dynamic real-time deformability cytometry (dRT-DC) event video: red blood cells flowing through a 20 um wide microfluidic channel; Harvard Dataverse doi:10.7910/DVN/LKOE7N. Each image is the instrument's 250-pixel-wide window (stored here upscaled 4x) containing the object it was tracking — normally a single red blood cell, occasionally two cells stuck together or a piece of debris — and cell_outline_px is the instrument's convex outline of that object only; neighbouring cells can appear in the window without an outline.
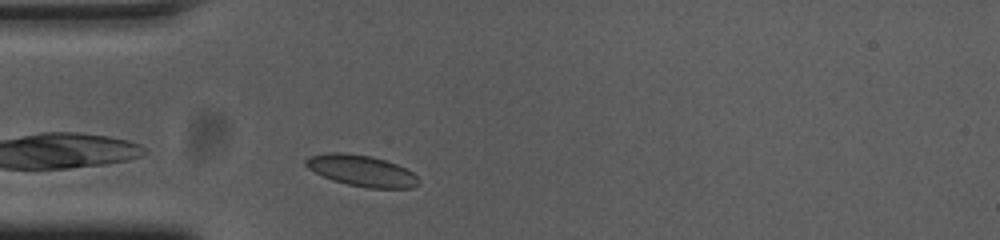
{"species": "common noctule bat (a hibernating species)", "species_latin": "Nyctalus noctula", "temperature_condition": "cold", "stored_images_in_passage": 30, "camera_frame_rate_fps": 3000, "um_per_image_px": 0.085, "animal": {"sex": "female", "body_mass_g": 23.0, "forearm_length_mm": 53.4}, "frame": {"image": 1, "passage_image": 1, "time_ms": 0.0, "image_size_px": [1000, 240], "cell_outline_px": [[420, 184], [412, 188], [368, 188], [348, 184], [332, 180], [308, 168], [304, 164], [304, 160], [308, 156], [332, 152], [344, 152], [372, 156], [396, 164], [412, 172], [420, 180]], "centroid_in_image_um": [30.73, 14.51], "position_along_channel_um": 54.3, "area_um2": 20.46}}
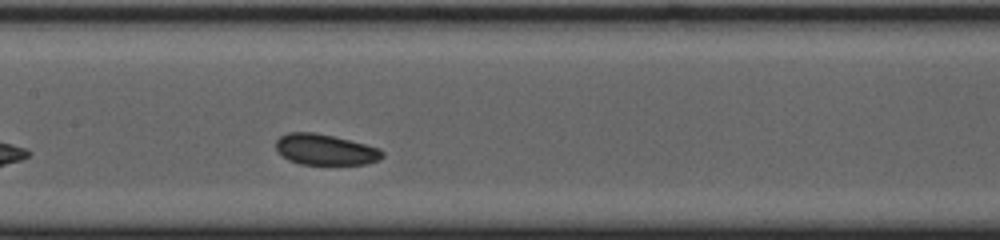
{"frame": {"image": 2, "passage_image": 12, "time_ms": 3.667, "image_size_px": [1000, 240], "cell_outline_px": [[384, 156], [380, 160], [368, 164], [300, 164], [288, 160], [276, 148], [276, 140], [280, 136], [288, 132], [316, 132], [380, 148], [384, 152]], "centroid_in_image_um": [27.67, 12.72], "position_along_channel_um": 179.7, "area_um2": 19.07}}
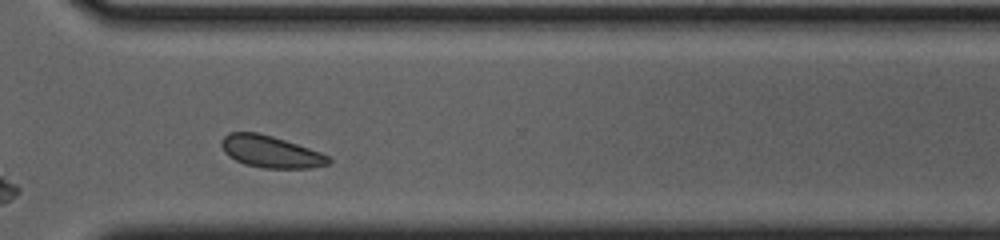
{"frame": {"image": 3, "passage_image": 26, "time_ms": 8.333, "image_size_px": [1000, 240], "cell_outline_px": [[332, 160], [328, 164], [312, 168], [264, 168], [244, 164], [228, 156], [224, 152], [220, 144], [220, 140], [228, 132], [256, 132], [272, 136], [320, 152], [328, 156]], "centroid_in_image_um": [22.96, 12.89], "position_along_channel_um": 347.6, "area_um2": 19.88}, "authors_computed_cell_mechanics": {"area_um2": 19.5942, "velocity_mm_per_s": 3.596, "shape_relaxation_time_tau1_ms": null, "shape_relaxation_time_tau2_ms": 2.1994, "deformation_change_tau1": null, "deformation_change_tau2": 0.0625}}